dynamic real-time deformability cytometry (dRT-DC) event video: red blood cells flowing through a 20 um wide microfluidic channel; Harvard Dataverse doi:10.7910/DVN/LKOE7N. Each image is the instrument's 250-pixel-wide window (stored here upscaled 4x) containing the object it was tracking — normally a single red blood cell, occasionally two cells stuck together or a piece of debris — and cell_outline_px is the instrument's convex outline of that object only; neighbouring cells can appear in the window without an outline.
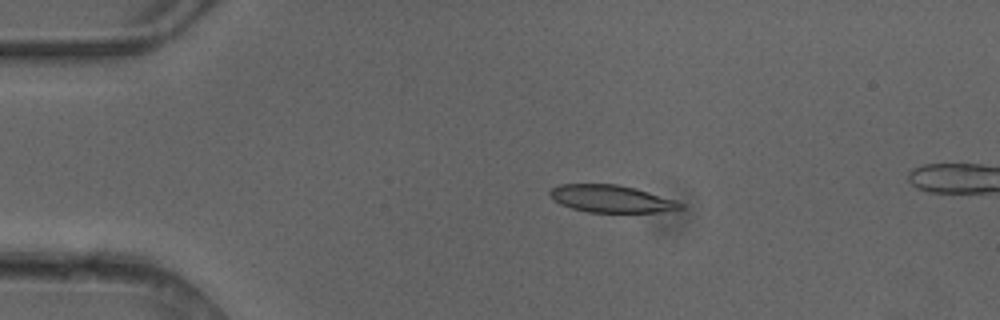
{"species": "common noctule bat (a hibernating species)", "species_latin": "Nyctalus noctula", "temperature_condition": "cold", "stored_images_in_passage": 5, "camera_frame_rate_fps": 3000, "um_per_image_px": 0.085, "animal": {"sex": "female"}, "frame": {"image": 1, "passage_image": 3, "time_ms": 0.667, "image_size_px": [1000, 320], "cell_outline_px": [[684, 208], [672, 212], [588, 212], [572, 208], [560, 204], [552, 200], [548, 192], [552, 188], [560, 184], [616, 184], [636, 188], [676, 200], [684, 204]], "centroid_in_image_um": [52.0, 16.9], "position_along_channel_um": 33.0, "area_um2": 21.04}}